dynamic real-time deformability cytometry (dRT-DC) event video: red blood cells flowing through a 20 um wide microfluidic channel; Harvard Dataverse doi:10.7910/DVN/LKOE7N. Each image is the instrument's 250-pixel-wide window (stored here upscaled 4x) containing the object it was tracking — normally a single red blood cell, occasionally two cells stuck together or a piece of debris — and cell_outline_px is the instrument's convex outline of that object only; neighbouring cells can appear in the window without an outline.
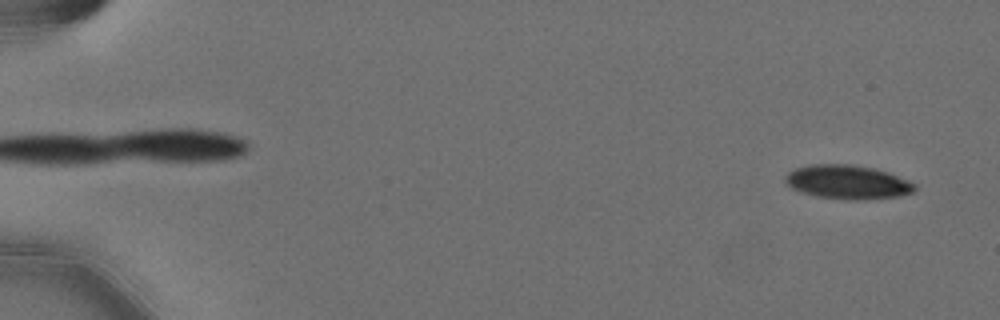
{"species": "Egyptian fruit bat (a non-hibernating species)", "species_latin": "Rousettus aegyptiacus", "temperature_condition": "cold", "stored_images_in_passage": 17, "camera_frame_rate_fps": 3000, "um_per_image_px": 0.085, "animal": {"sex": "female"}, "frame": {"image": 1, "passage_image": 3, "time_ms": 0.667, "image_size_px": [1000, 320], "cell_outline_px": [[916, 188], [912, 192], [900, 196], [856, 200], [844, 200], [816, 196], [800, 192], [784, 184], [784, 176], [788, 172], [796, 168], [812, 164], [852, 164], [876, 168], [888, 172], [908, 180], [916, 184]], "centroid_in_image_um": [72.01, 15.47], "position_along_channel_um": 13.0, "area_um2": 25.89}}
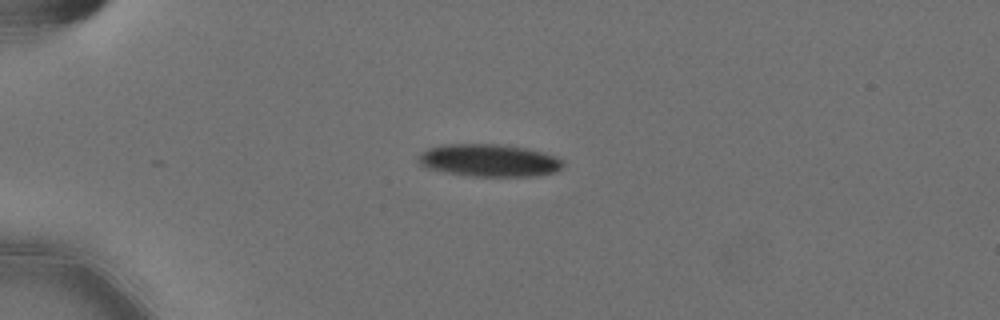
{"frame": {"image": 2, "passage_image": 15, "time_ms": 4.667, "image_size_px": [1000, 320], "cell_outline_px": [[564, 164], [556, 172], [536, 176], [468, 176], [428, 168], [420, 164], [420, 152], [428, 148], [440, 144], [496, 144], [524, 148], [544, 152], [556, 156], [564, 160]], "centroid_in_image_um": [41.61, 13.63], "position_along_channel_um": 43.4, "area_um2": 27.34}}